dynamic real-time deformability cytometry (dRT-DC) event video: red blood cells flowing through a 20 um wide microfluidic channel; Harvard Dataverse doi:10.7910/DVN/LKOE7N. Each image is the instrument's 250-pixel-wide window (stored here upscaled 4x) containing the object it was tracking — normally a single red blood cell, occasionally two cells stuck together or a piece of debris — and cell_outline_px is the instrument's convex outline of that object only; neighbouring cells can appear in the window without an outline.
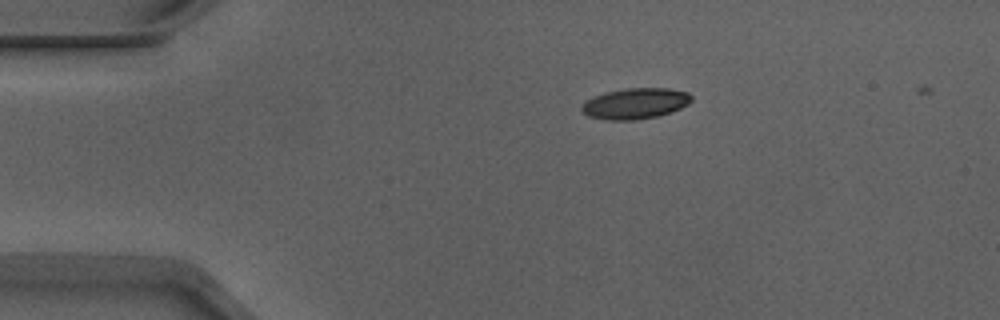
{"species": "Egyptian fruit bat (a non-hibernating species)", "species_latin": "Rousettus aegyptiacus", "temperature_condition": "warm", "stored_images_in_passage": 36, "camera_frame_rate_fps": 3000, "um_per_image_px": 0.085, "animal": {"sex": "male"}, "frame": {"image": 1, "passage_image": 2, "time_ms": 0.333, "image_size_px": [1000, 320], "cell_outline_px": [[692, 100], [688, 104], [672, 112], [660, 116], [636, 120], [604, 120], [588, 116], [580, 108], [580, 104], [584, 100], [592, 96], [604, 92], [624, 88], [668, 88], [688, 92], [692, 96]], "centroid_in_image_um": [53.96, 8.8], "position_along_channel_um": 31.0, "area_um2": 20.17}}
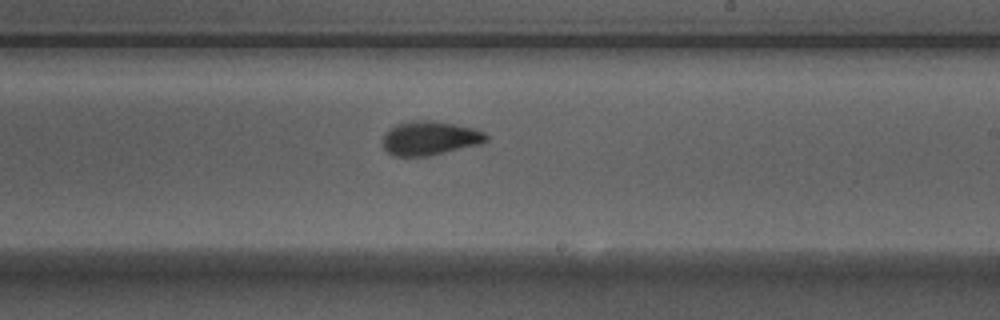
{"frame": {"image": 2, "passage_image": 23, "time_ms": 7.333, "image_size_px": [1000, 320], "cell_outline_px": [[488, 140], [480, 144], [428, 156], [396, 156], [388, 152], [380, 144], [384, 132], [396, 124], [412, 120], [428, 120], [452, 124], [472, 128], [484, 132], [488, 136]], "centroid_in_image_um": [36.48, 11.74], "position_along_channel_um": 252.5, "area_um2": 20.52}}
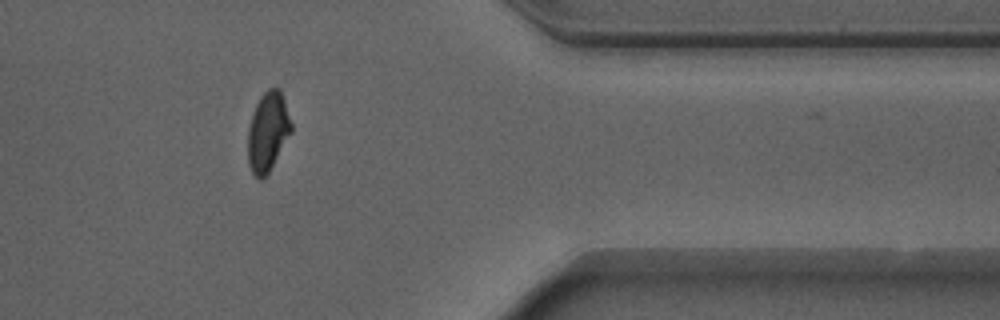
{"frame": {"image": 3, "passage_image": 35, "time_ms": 11.333, "image_size_px": [1000, 320], "cell_outline_px": [[292, 132], [268, 172], [260, 180], [252, 172], [248, 164], [248, 128], [256, 104], [260, 96], [268, 88], [280, 88], [292, 124]], "centroid_in_image_um": [22.77, 11.17], "position_along_channel_um": 388.6, "area_um2": 19.83}}